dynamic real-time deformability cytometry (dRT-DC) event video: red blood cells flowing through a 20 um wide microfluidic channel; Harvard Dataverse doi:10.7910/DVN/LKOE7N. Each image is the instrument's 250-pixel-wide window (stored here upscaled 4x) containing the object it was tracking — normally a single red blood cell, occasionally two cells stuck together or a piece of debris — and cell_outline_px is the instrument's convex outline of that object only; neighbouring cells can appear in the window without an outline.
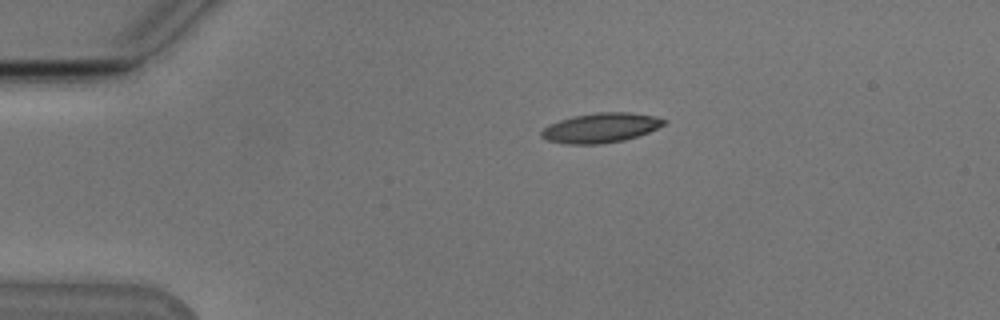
{"species": "Egyptian fruit bat (a non-hibernating species)", "species_latin": "Rousettus aegyptiacus", "temperature_condition": "cold", "stored_images_in_passage": 7, "camera_frame_rate_fps": 3000, "um_per_image_px": 0.085, "animal": {"sex": "male"}, "frame": {"image": 1, "passage_image": 1, "time_ms": 0.0, "image_size_px": [1000, 320], "cell_outline_px": [[668, 120], [664, 124], [648, 132], [624, 140], [600, 144], [564, 144], [548, 140], [540, 136], [540, 132], [548, 124], [572, 116], [596, 112], [628, 112], [656, 116]], "centroid_in_image_um": [51.04, 10.86], "position_along_channel_um": 34.0, "area_um2": 21.21}}